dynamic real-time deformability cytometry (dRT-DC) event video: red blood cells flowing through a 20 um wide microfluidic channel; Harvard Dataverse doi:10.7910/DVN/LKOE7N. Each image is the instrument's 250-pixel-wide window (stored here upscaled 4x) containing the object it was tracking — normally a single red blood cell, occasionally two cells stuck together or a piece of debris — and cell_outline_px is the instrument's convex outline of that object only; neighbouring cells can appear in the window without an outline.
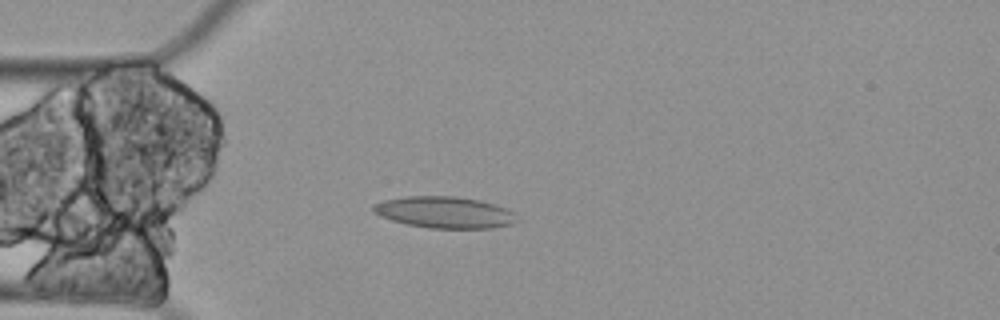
{"species": "Egyptian fruit bat (a non-hibernating species)", "species_latin": "Rousettus aegyptiacus", "temperature_condition": "cold", "stored_images_in_passage": 4, "camera_frame_rate_fps": 3000, "um_per_image_px": 0.085, "animal": {"sex": "female"}, "frame": {"image": 1, "passage_image": 4, "time_ms": 1.0, "image_size_px": [1000, 320], "cell_outline_px": [[520, 220], [512, 224], [492, 228], [432, 228], [408, 224], [392, 220], [376, 212], [372, 208], [372, 204], [384, 200], [408, 196], [456, 196], [480, 200], [504, 208], [512, 212]], "centroid_in_image_um": [37.82, 18.04], "position_along_channel_um": 47.2, "area_um2": 26.07}}